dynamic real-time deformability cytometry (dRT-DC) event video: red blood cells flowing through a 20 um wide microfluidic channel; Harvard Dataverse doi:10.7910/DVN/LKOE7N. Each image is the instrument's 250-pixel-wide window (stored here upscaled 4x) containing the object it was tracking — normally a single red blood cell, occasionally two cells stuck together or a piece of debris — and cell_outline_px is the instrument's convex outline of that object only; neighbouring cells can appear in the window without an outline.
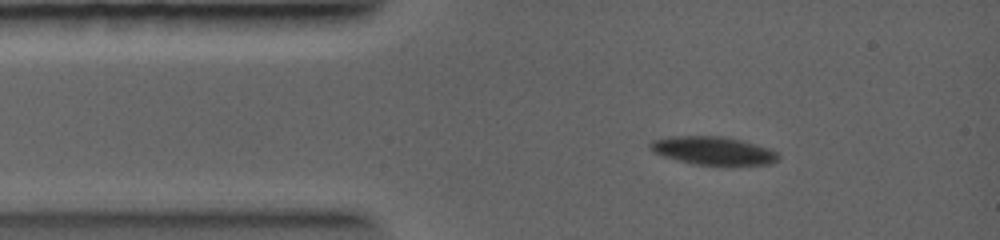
{"species": "common noctule bat (a hibernating species)", "species_latin": "Nyctalus noctula", "temperature_condition": "warm", "stored_images_in_passage": 13, "camera_frame_rate_fps": 5000, "um_per_image_px": 0.085, "animal": {"sex": "female", "body_mass_g": 19.0, "forearm_length_mm": 56.7}, "frame": {"image": 1, "passage_image": 1, "time_ms": 0.0, "image_size_px": [1000, 240], "cell_outline_px": [[780, 160], [772, 164], [724, 168], [692, 164], [676, 160], [652, 152], [648, 148], [648, 144], [652, 140], [668, 136], [724, 136], [756, 144], [768, 148], [776, 152], [780, 156]], "centroid_in_image_um": [60.65, 12.86], "position_along_channel_um": 24.4, "area_um2": 22.2}}
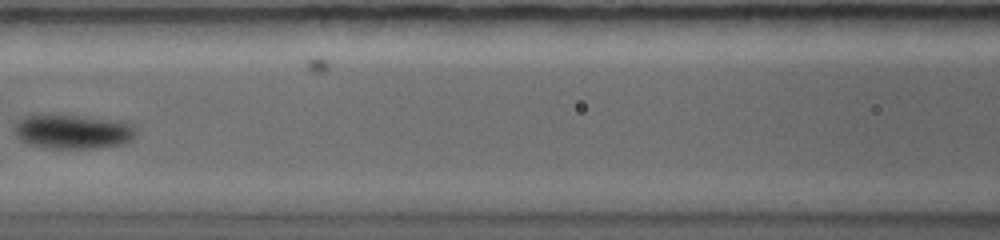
{"frame": {"image": 2, "passage_image": 7, "time_ms": 3.4, "image_size_px": [1000, 240], "cell_outline_px": [[136, 136], [132, 140], [124, 144], [96, 148], [48, 148], [28, 144], [20, 140], [16, 136], [12, 128], [12, 124], [20, 116], [32, 112], [48, 112], [128, 120], [136, 124]], "centroid_in_image_um": [6.16, 11.11], "position_along_channel_um": 160.4, "area_um2": 26.3}}
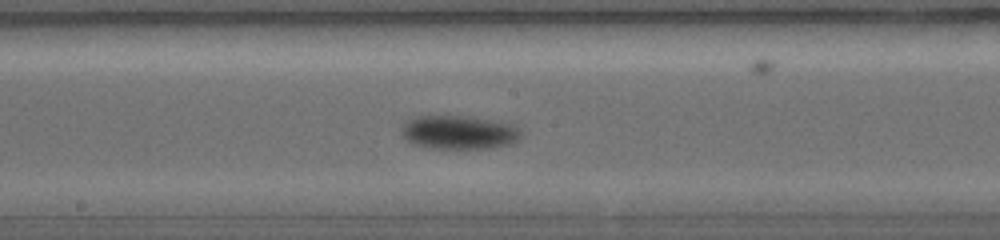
{"frame": {"image": 3, "passage_image": 9, "time_ms": 4.4, "image_size_px": [1000, 240], "cell_outline_px": [[520, 140], [512, 144], [488, 148], [432, 148], [412, 144], [400, 132], [400, 124], [404, 120], [416, 116], [472, 116], [496, 120], [516, 124], [520, 128]], "centroid_in_image_um": [39.02, 11.22], "position_along_channel_um": 209.2, "area_um2": 24.04}}